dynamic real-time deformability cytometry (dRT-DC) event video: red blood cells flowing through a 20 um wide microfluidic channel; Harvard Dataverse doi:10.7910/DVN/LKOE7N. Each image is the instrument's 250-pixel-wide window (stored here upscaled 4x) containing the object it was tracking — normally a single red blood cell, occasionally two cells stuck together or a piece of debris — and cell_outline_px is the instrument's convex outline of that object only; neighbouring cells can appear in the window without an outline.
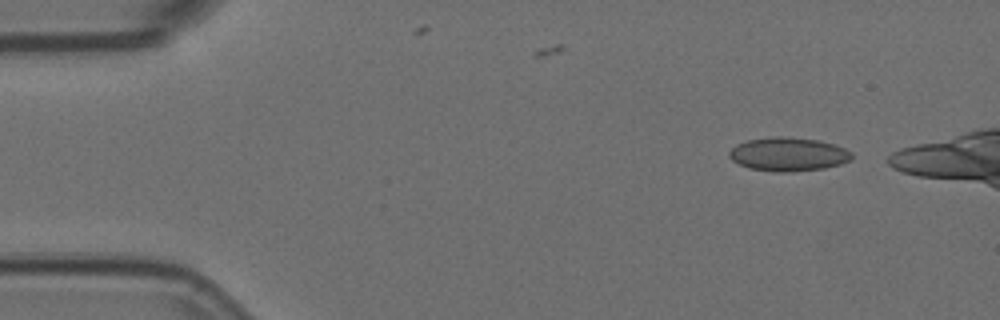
{"species": "Egyptian fruit bat (a non-hibernating species)", "species_latin": "Rousettus aegyptiacus", "temperature_condition": "room temperature", "stored_images_in_passage": 5, "camera_frame_rate_fps": 3000, "um_per_image_px": 0.085, "animal": {"sex": "female"}, "frame": {"image": 1, "passage_image": 1, "time_ms": 0.0, "image_size_px": [1000, 320], "cell_outline_px": [[852, 156], [848, 160], [840, 164], [824, 168], [792, 172], [772, 172], [748, 168], [732, 160], [728, 156], [728, 152], [736, 144], [748, 140], [772, 136], [788, 136], [816, 140], [832, 144], [844, 148], [852, 152]], "centroid_in_image_um": [66.96, 13.11], "position_along_channel_um": 18.0, "area_um2": 24.1}}